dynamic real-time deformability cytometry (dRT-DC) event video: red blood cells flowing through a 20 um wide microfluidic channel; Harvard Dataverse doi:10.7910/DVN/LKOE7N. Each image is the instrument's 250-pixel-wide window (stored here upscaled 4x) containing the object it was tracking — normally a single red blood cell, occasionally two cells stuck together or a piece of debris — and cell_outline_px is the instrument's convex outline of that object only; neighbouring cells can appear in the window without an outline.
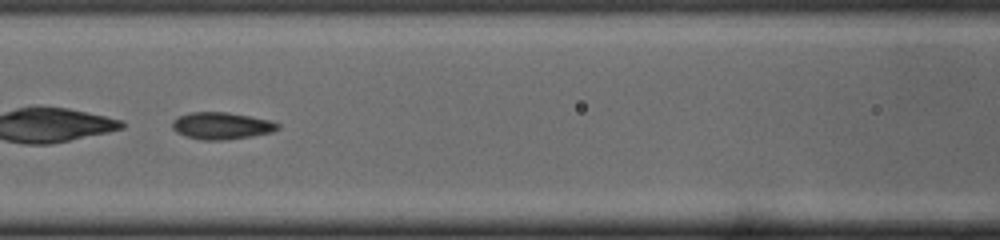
{"species": "common noctule bat (a hibernating species)", "species_latin": "Nyctalus noctula", "temperature_condition": "cold", "stored_images_in_passage": 47, "camera_frame_rate_fps": 3000, "um_per_image_px": 0.085, "animal": {"sex": "male", "body_mass_g": 19.0, "forearm_length_mm": 50.8}, "frame": {"image": 1, "passage_image": 20, "time_ms": 6.333, "image_size_px": [1000, 240], "cell_outline_px": [[280, 128], [272, 132], [252, 136], [224, 140], [200, 140], [176, 132], [172, 128], [172, 120], [180, 116], [192, 112], [228, 112], [272, 120], [280, 124]], "centroid_in_image_um": [18.86, 10.69], "position_along_channel_um": 147.7, "area_um2": 16.65}, "authors_computed_cell_mechanics": {"area_um2": 17.2822, "velocity_mm_per_s": 3.9842, "shape_relaxation_time_tau1_ms": 10.615, "shape_relaxation_time_tau2_ms": 2.3027, "deformation_change_tau1": 0.1664, "deformation_change_tau2": 0.1037}}